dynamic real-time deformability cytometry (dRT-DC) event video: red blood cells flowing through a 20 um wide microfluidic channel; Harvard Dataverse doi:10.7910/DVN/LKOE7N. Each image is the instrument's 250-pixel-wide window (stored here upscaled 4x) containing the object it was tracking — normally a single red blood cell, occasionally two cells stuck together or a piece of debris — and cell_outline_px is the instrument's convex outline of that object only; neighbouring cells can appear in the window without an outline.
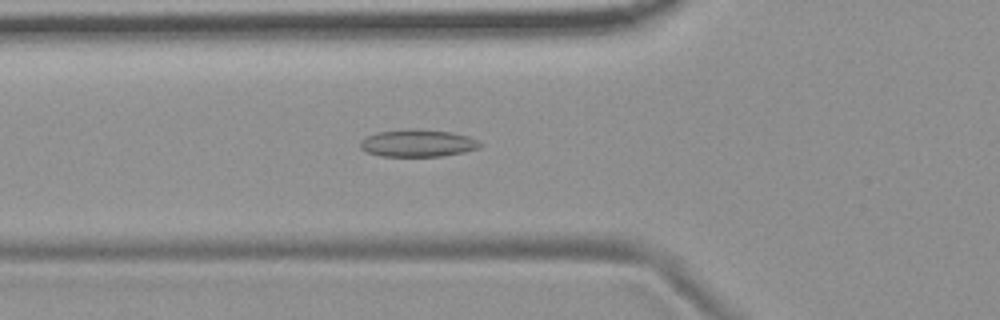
{"species": "common noctule bat (a hibernating species)", "species_latin": "Nyctalus noctula", "temperature_condition": "room temperature", "stored_images_in_passage": 53, "camera_frame_rate_fps": 3000, "um_per_image_px": 0.085, "animal": {"sex": "female", "body_mass_g": 19.9}, "frame": {"image": 1, "passage_image": 18, "time_ms": 5.667, "image_size_px": [1000, 320], "cell_outline_px": [[484, 144], [480, 148], [464, 152], [440, 156], [380, 156], [368, 152], [360, 148], [360, 140], [376, 132], [408, 128], [416, 128], [452, 132], [468, 136]], "centroid_in_image_um": [35.51, 12.15], "position_along_channel_um": 90.3, "area_um2": 19.25}}
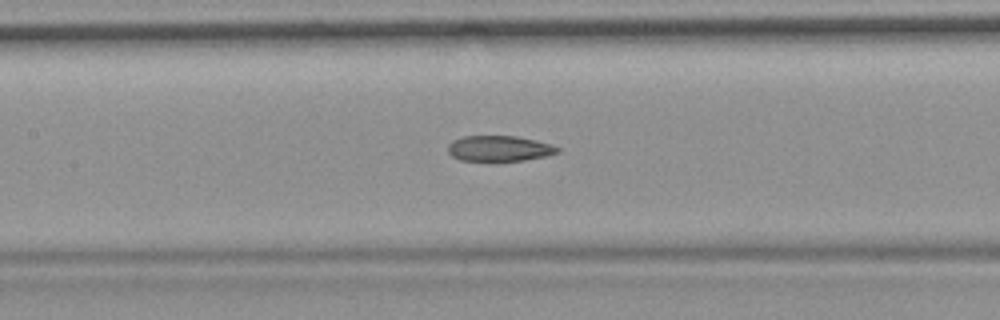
{"frame": {"image": 2, "passage_image": 24, "time_ms": 7.667, "image_size_px": [1000, 320], "cell_outline_px": [[560, 152], [544, 156], [524, 160], [460, 160], [452, 156], [448, 152], [448, 144], [452, 140], [464, 136], [516, 136], [536, 140], [552, 144], [560, 148]], "centroid_in_image_um": [42.44, 12.6], "position_along_channel_um": 165.0, "area_um2": 16.24}}
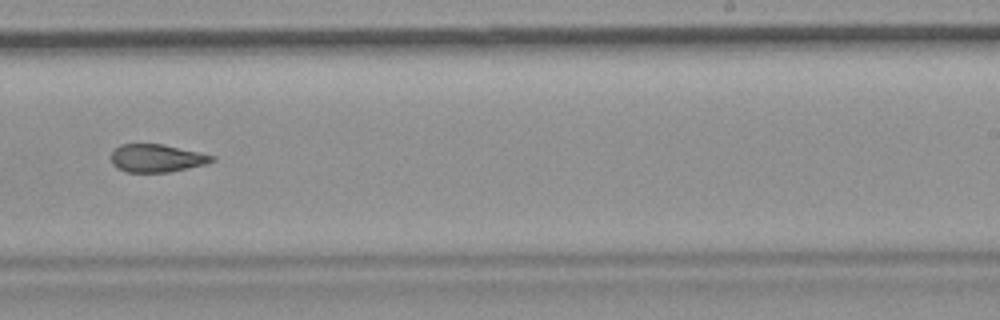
{"frame": {"image": 3, "passage_image": 33, "time_ms": 10.667, "image_size_px": [1000, 320], "cell_outline_px": [[216, 160], [208, 164], [168, 172], [128, 172], [116, 168], [112, 164], [112, 152], [120, 144], [164, 144], [216, 156]], "centroid_in_image_um": [13.35, 13.44], "position_along_channel_um": 275.6, "area_um2": 16.47}, "authors_computed_cell_mechanics": {"area_um2": 17.8024, "velocity_mm_per_s": 3.7167, "shape_relaxation_time_tau1_ms": null, "shape_relaxation_time_tau2_ms": 2.3209, "deformation_change_tau1": null, "deformation_change_tau2": 0.0933}}